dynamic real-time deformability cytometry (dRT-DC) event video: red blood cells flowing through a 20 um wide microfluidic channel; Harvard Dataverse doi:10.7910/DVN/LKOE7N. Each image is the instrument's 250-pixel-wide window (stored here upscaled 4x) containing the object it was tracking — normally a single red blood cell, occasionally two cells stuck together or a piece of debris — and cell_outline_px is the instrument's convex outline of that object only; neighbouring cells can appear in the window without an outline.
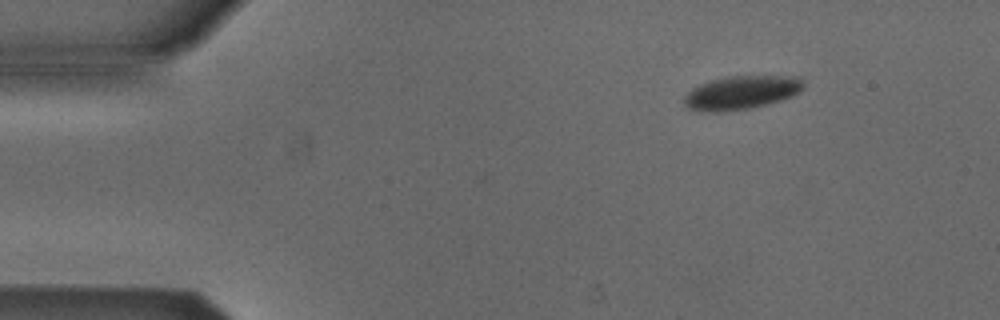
{"species": "Egyptian fruit bat (a non-hibernating species)", "species_latin": "Rousettus aegyptiacus", "temperature_condition": "cold", "stored_images_in_passage": 3, "camera_frame_rate_fps": 3000, "um_per_image_px": 0.085, "animal": {"sex": "male"}, "frame": {"image": 1, "passage_image": 1, "time_ms": 0.0, "image_size_px": [1000, 320], "cell_outline_px": [[804, 88], [800, 92], [792, 96], [780, 100], [748, 108], [716, 112], [704, 112], [688, 108], [684, 104], [684, 96], [692, 88], [700, 84], [712, 80], [728, 76], [800, 76], [804, 84]], "centroid_in_image_um": [63.02, 7.86], "position_along_channel_um": 22.0, "area_um2": 23.24}}
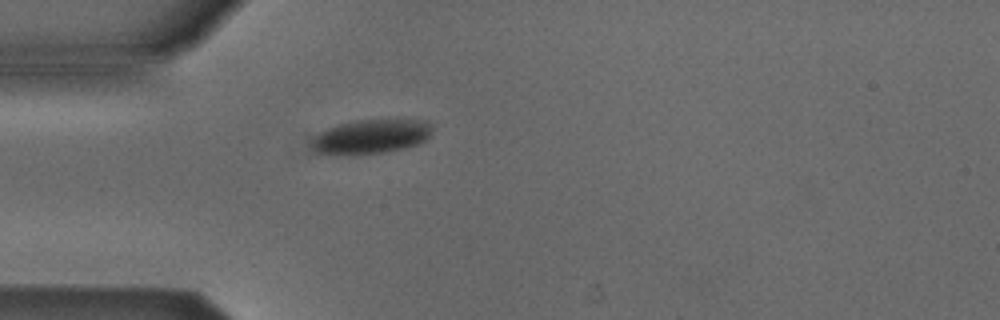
{"frame": {"image": 2, "passage_image": 3, "time_ms": 0.667, "image_size_px": [1000, 320], "cell_outline_px": [[432, 132], [420, 144], [404, 148], [384, 152], [352, 156], [316, 152], [312, 148], [312, 140], [320, 132], [336, 124], [356, 120], [428, 120], [432, 124]], "centroid_in_image_um": [31.55, 11.62], "position_along_channel_um": 53.5, "area_um2": 24.28}}